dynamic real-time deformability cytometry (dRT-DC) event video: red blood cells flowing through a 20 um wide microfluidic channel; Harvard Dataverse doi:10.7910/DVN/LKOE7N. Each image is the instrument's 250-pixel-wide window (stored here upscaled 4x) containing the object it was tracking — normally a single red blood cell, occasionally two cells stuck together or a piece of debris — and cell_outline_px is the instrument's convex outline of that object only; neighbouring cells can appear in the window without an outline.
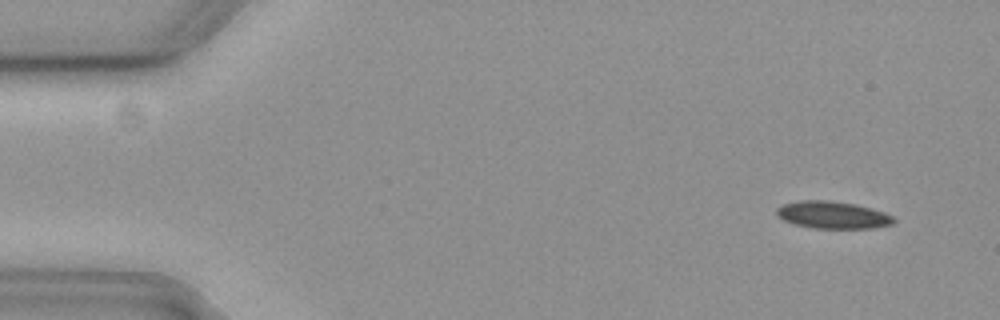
{"species": "common noctule bat (a hibernating species)", "species_latin": "Nyctalus noctula", "temperature_condition": "cold", "stored_images_in_passage": 57, "camera_frame_rate_fps": 3000, "um_per_image_px": 0.085, "animal": {"sex": "female", "body_mass_g": 19.3, "forearm_length_mm": 54.1}, "frame": {"image": 1, "passage_image": 5, "time_ms": 1.333, "image_size_px": [1000, 320], "cell_outline_px": [[896, 220], [892, 224], [872, 228], [812, 228], [796, 224], [784, 220], [776, 216], [776, 208], [784, 204], [800, 200], [828, 200], [856, 204], [884, 212], [892, 216]], "centroid_in_image_um": [70.76, 18.27], "position_along_channel_um": 14.2, "area_um2": 18.55}}
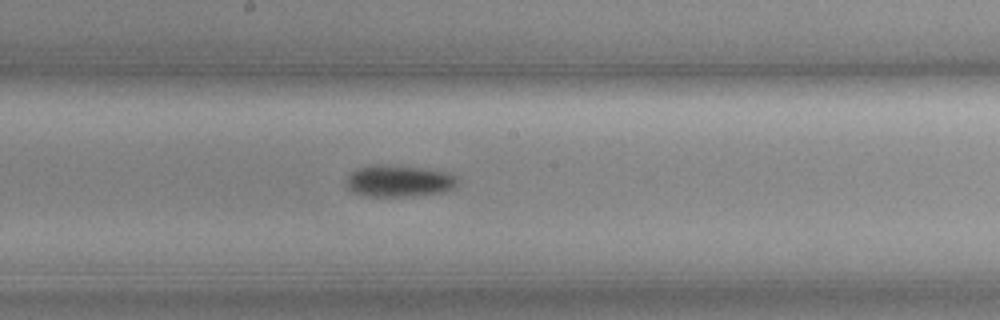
{"frame": {"image": 2, "passage_image": 31, "time_ms": 10.0, "image_size_px": [1000, 320], "cell_outline_px": [[460, 180], [452, 188], [444, 192], [412, 196], [360, 196], [352, 192], [348, 188], [348, 176], [356, 168], [420, 168], [448, 172], [456, 176]], "centroid_in_image_um": [33.97, 15.45], "position_along_channel_um": 214.2, "area_um2": 19.59}}
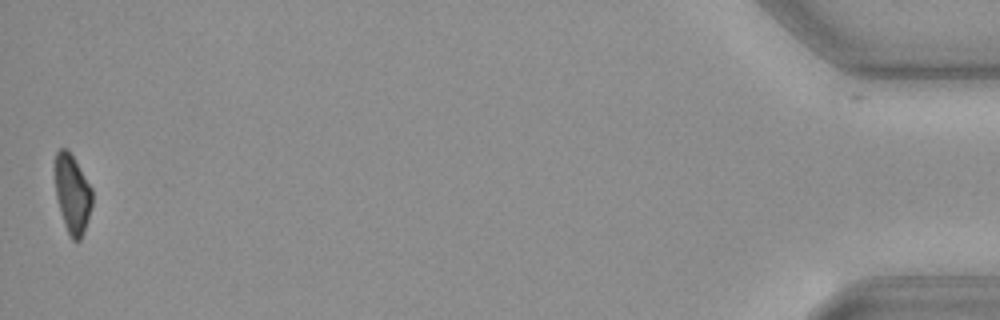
{"frame": {"image": 3, "passage_image": 57, "time_ms": 18.667, "image_size_px": [1000, 320], "cell_outline_px": [[92, 204], [80, 240], [72, 240], [64, 224], [56, 196], [56, 152], [60, 148], [68, 148], [92, 188]], "centroid_in_image_um": [6.15, 16.45], "position_along_channel_um": 429.0, "area_um2": 16.65}, "authors_computed_cell_mechanics": {"area_um2": 19.0162, "velocity_mm_per_s": 3.6706, "shape_relaxation_time_tau1_ms": 7.3924, "shape_relaxation_time_tau2_ms": null, "deformation_change_tau1": 0.0946, "deformation_change_tau2": null}}